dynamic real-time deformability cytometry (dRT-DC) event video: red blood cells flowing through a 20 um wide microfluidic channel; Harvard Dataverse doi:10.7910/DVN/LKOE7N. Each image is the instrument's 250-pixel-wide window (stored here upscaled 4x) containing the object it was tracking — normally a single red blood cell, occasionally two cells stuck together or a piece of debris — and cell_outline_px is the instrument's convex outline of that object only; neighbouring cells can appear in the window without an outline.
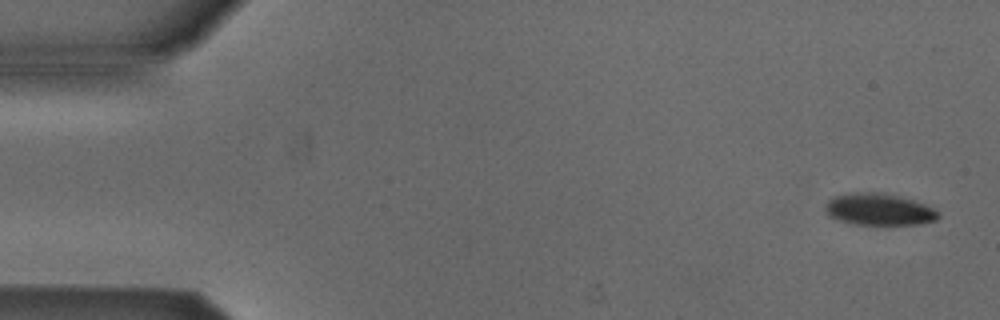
{"species": "Egyptian fruit bat (a non-hibernating species)", "species_latin": "Rousettus aegyptiacus", "temperature_condition": "cold", "stored_images_in_passage": 7, "camera_frame_rate_fps": 3000, "um_per_image_px": 0.085, "animal": {"sex": "male"}, "frame": {"image": 1, "passage_image": 1, "time_ms": 0.0, "image_size_px": [1000, 320], "cell_outline_px": [[940, 216], [936, 220], [920, 224], [852, 224], [836, 220], [828, 216], [824, 208], [824, 204], [832, 196], [852, 192], [884, 192], [912, 200], [924, 204], [940, 212]], "centroid_in_image_um": [74.65, 17.79], "position_along_channel_um": 10.3, "area_um2": 21.21}}
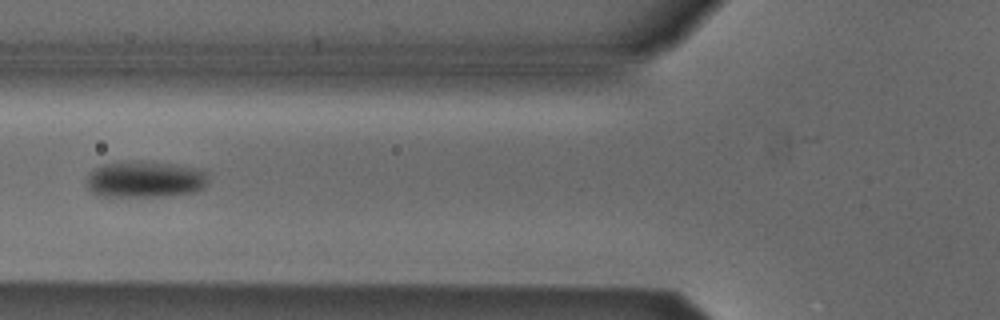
{"frame": {"image": 2, "passage_image": 6, "time_ms": 1.667, "image_size_px": [1000, 320], "cell_outline_px": [[208, 180], [204, 188], [196, 192], [168, 196], [96, 196], [88, 188], [84, 180], [88, 172], [104, 164], [136, 160], [144, 160], [176, 164], [204, 168], [208, 172]], "centroid_in_image_um": [12.36, 15.23], "position_along_channel_um": 113.4, "area_um2": 26.76}}
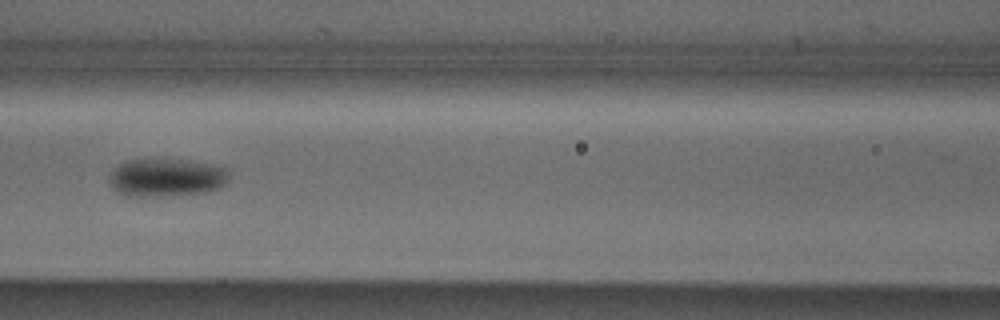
{"frame": {"image": 3, "passage_image": 7, "time_ms": 2.0, "image_size_px": [1000, 320], "cell_outline_px": [[228, 180], [220, 188], [208, 192], [156, 196], [128, 196], [112, 188], [108, 180], [112, 172], [124, 160], [164, 156], [168, 156], [216, 164], [224, 168], [228, 172]], "centroid_in_image_um": [14.16, 15.03], "position_along_channel_um": 152.4, "area_um2": 27.51}}